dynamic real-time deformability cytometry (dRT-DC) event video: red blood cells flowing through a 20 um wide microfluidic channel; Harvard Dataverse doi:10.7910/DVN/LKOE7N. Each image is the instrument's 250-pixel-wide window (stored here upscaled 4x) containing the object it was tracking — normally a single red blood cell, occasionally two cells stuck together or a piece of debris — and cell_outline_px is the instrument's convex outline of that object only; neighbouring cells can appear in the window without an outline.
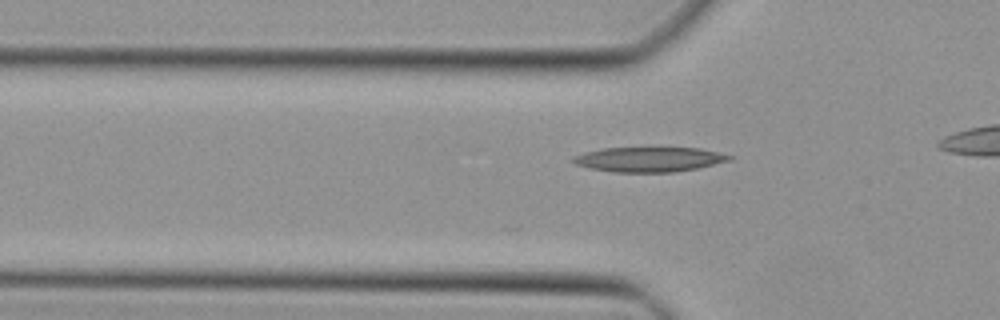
{"species": "Egyptian fruit bat (a non-hibernating species)", "species_latin": "Rousettus aegyptiacus", "temperature_condition": "cold", "stored_images_in_passage": 4, "camera_frame_rate_fps": 3000, "um_per_image_px": 0.085, "animal": {"sex": "female"}, "frame": {"image": 1, "passage_image": 2, "time_ms": 0.333, "image_size_px": [1000, 320], "cell_outline_px": [[736, 156], [732, 160], [696, 168], [676, 172], [612, 172], [592, 168], [576, 164], [572, 160], [572, 156], [584, 152], [604, 148], [700, 148]], "centroid_in_image_um": [55.21, 13.54], "position_along_channel_um": 70.6, "area_um2": 22.54}}